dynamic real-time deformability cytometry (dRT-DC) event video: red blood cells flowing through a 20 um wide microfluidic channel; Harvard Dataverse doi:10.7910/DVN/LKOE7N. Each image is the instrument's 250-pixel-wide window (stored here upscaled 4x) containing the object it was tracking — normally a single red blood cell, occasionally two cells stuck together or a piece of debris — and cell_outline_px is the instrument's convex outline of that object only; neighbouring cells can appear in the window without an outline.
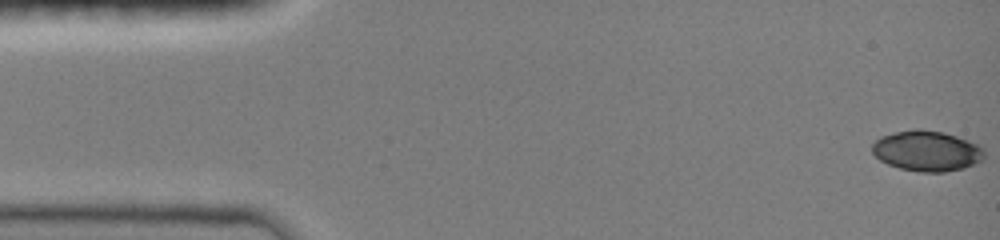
{"species": "common noctule bat (a hibernating species)", "species_latin": "Nyctalus noctula", "temperature_condition": "room temperature", "stored_images_in_passage": 48, "camera_frame_rate_fps": 3000, "um_per_image_px": 0.085, "animal": {"sex": "female", "body_mass_g": 19.0, "forearm_length_mm": 51.5}, "frame": {"image": 1, "passage_image": 1, "time_ms": 0.0, "image_size_px": [1000, 240], "cell_outline_px": [[984, 160], [964, 168], [944, 172], [920, 172], [900, 168], [888, 164], [880, 160], [872, 152], [872, 144], [880, 136], [892, 132], [912, 128], [920, 128], [944, 132], [980, 144], [984, 148]], "centroid_in_image_um": [78.79, 12.81], "position_along_channel_um": 6.2, "area_um2": 26.88}}
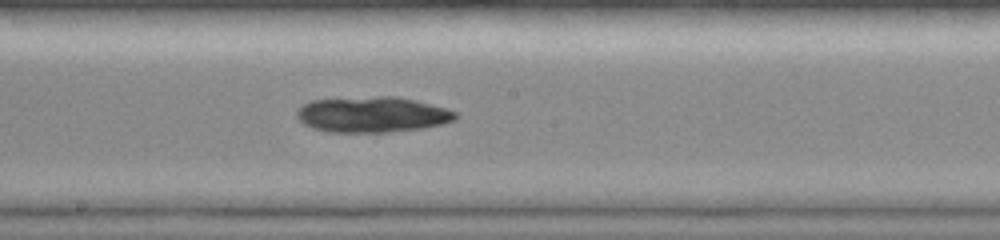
{"frame": {"image": 2, "passage_image": 26, "time_ms": 8.333, "image_size_px": [1000, 240], "cell_outline_px": [[460, 116], [456, 120], [424, 128], [388, 132], [328, 132], [312, 128], [304, 124], [296, 116], [296, 112], [300, 104], [312, 100], [376, 96], [396, 96], [416, 100], [444, 108], [456, 112]], "centroid_in_image_um": [31.63, 9.73], "position_along_channel_um": 216.6, "area_um2": 33.18}}
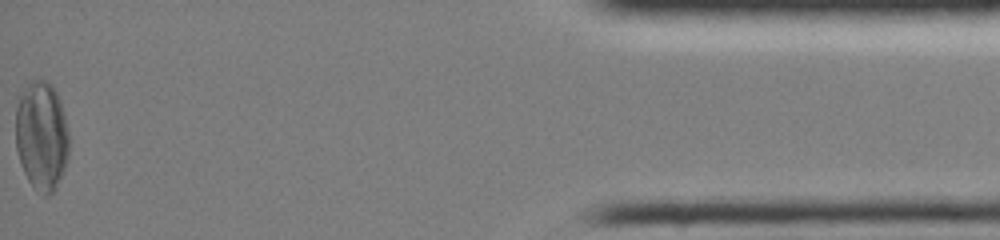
{"frame": {"image": 3, "passage_image": 48, "time_ms": 15.667, "image_size_px": [1000, 240], "cell_outline_px": [[68, 156], [64, 168], [52, 192], [44, 196], [32, 188], [20, 164], [16, 148], [16, 108], [20, 96], [32, 80], [40, 76], [48, 80], [52, 84], [60, 100], [64, 112], [68, 132]], "centroid_in_image_um": [3.53, 11.51], "position_along_channel_um": 431.7, "area_um2": 34.04}}